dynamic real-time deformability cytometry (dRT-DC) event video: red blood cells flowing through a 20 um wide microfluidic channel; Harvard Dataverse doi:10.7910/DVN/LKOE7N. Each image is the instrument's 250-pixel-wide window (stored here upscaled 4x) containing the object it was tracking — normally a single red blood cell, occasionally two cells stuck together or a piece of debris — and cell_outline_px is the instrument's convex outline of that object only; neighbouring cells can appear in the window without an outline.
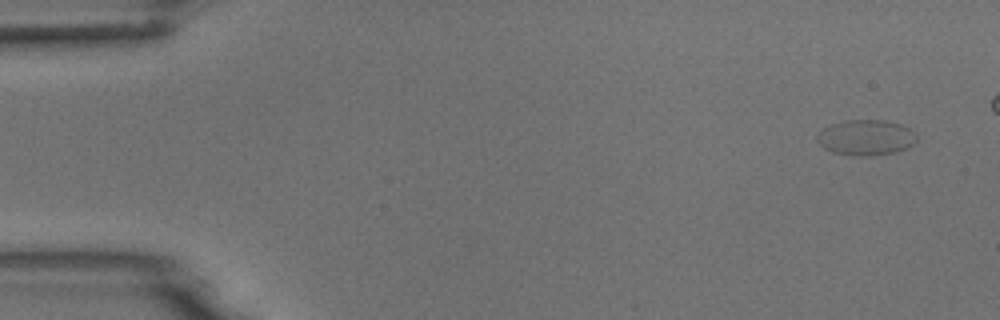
{"species": "common noctule bat (a hibernating species)", "species_latin": "Nyctalus noctula", "temperature_condition": "room temperature", "stored_images_in_passage": 5, "camera_frame_rate_fps": 3000, "um_per_image_px": 0.085, "animal": {"sex": "male", "body_mass_g": 18.8}, "frame": {"image": 1, "passage_image": 1, "time_ms": 0.0, "image_size_px": [1000, 320], "cell_outline_px": [[916, 140], [912, 144], [904, 148], [892, 152], [868, 156], [852, 156], [832, 152], [824, 148], [816, 140], [816, 136], [824, 128], [832, 124], [844, 120], [884, 120], [900, 124], [908, 128], [916, 136]], "centroid_in_image_um": [73.55, 11.69], "position_along_channel_um": 11.5, "area_um2": 20.35}}